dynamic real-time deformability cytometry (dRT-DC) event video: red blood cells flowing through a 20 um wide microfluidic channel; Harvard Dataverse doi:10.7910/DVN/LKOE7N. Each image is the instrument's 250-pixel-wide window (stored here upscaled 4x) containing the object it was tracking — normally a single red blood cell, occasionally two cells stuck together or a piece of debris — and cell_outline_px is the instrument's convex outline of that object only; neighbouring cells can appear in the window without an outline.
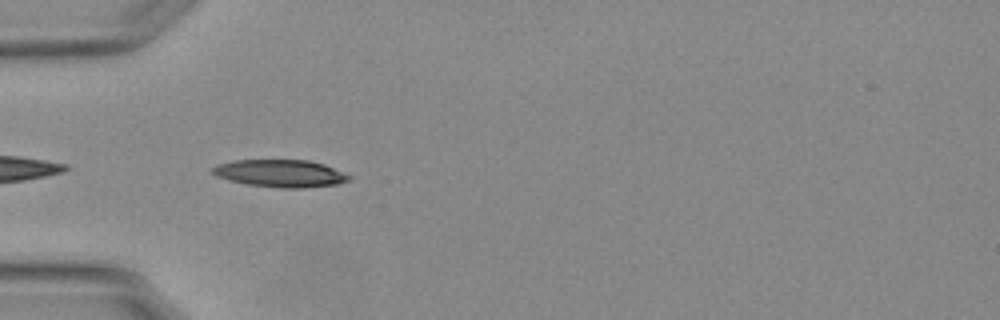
{"species": "Egyptian fruit bat (a non-hibernating species)", "species_latin": "Rousettus aegyptiacus", "temperature_condition": "warm", "stored_images_in_passage": 9, "camera_frame_rate_fps": 3000, "um_per_image_px": 0.085, "animal": {"sex": "female"}, "frame": {"image": 1, "passage_image": 2, "time_ms": 0.333, "image_size_px": [1000, 320], "cell_outline_px": [[352, 176], [348, 180], [336, 184], [300, 188], [280, 188], [248, 184], [216, 176], [212, 172], [212, 168], [220, 164], [236, 160], [308, 160], [324, 164]], "centroid_in_image_um": [23.86, 14.73], "position_along_channel_um": 61.1, "area_um2": 21.44}}